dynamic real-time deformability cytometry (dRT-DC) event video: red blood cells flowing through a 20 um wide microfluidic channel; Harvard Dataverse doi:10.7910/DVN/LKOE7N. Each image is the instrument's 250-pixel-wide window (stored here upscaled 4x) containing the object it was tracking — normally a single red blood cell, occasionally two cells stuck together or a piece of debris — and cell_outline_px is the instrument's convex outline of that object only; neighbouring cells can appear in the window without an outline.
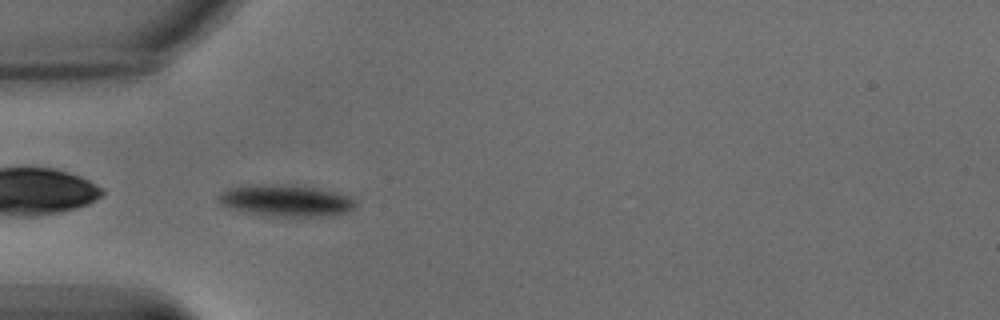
{"species": "common noctule bat (a hibernating species)", "species_latin": "Nyctalus noctula", "temperature_condition": "warm", "stored_images_in_passage": 23, "camera_frame_rate_fps": 3000, "um_per_image_px": 0.085, "animal": {"sex": "male", "body_mass_g": 15.6}, "frame": {"image": 1, "passage_image": 1, "time_ms": 0.0, "image_size_px": [1000, 320], "cell_outline_px": [[356, 204], [348, 212], [332, 216], [268, 216], [244, 212], [220, 204], [216, 196], [220, 192], [228, 188], [240, 184], [292, 184], [320, 188], [348, 196], [356, 200]], "centroid_in_image_um": [24.25, 17.03], "position_along_channel_um": 60.7, "area_um2": 25.84}}
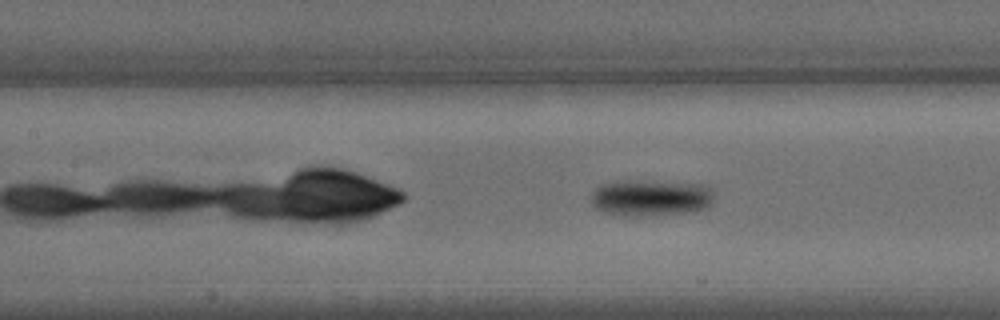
{"frame": {"image": 2, "passage_image": 10, "time_ms": 3.0, "image_size_px": [1000, 320], "cell_outline_px": [[712, 204], [696, 212], [648, 216], [624, 216], [604, 212], [596, 208], [592, 204], [592, 192], [600, 184], [624, 180], [628, 180], [712, 184]], "centroid_in_image_um": [55.36, 16.81], "position_along_channel_um": 152.0, "area_um2": 26.65}}
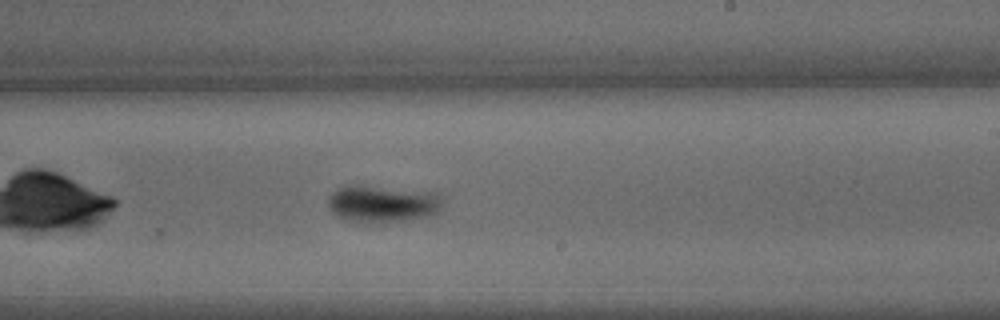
{"frame": {"image": 3, "passage_image": 20, "time_ms": 6.333, "image_size_px": [1000, 320], "cell_outline_px": [[444, 200], [436, 216], [420, 220], [384, 224], [356, 224], [336, 216], [332, 212], [328, 204], [328, 196], [336, 188], [344, 184], [356, 184], [440, 192], [444, 196]], "centroid_in_image_um": [32.57, 17.35], "position_along_channel_um": 256.4, "area_um2": 26.76}}